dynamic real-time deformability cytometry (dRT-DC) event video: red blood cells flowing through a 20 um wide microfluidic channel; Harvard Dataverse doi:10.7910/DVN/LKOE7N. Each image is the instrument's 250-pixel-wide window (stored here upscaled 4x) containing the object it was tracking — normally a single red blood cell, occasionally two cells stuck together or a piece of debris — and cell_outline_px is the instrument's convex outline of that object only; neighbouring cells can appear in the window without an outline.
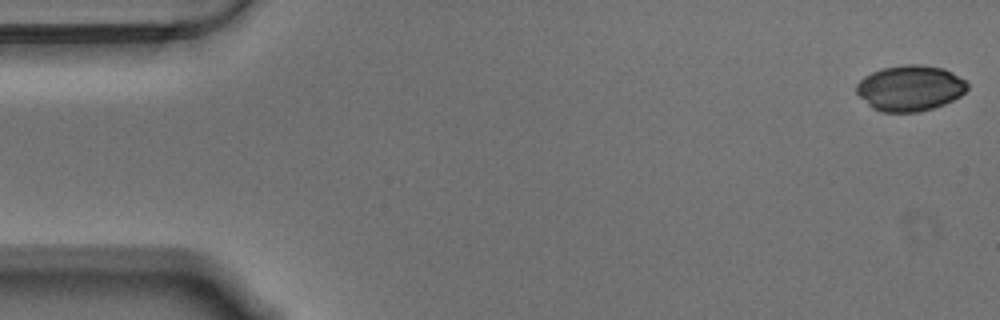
{"species": "Egyptian fruit bat (a non-hibernating species)", "species_latin": "Rousettus aegyptiacus", "temperature_condition": "warm", "stored_images_in_passage": 56, "camera_frame_rate_fps": 3000, "um_per_image_px": 0.085, "animal": {"sex": "male"}, "frame": {"image": 1, "passage_image": 1, "time_ms": 0.0, "image_size_px": [1000, 320], "cell_outline_px": [[968, 88], [960, 96], [944, 104], [920, 112], [880, 112], [872, 108], [856, 92], [856, 84], [864, 76], [872, 72], [884, 68], [904, 64], [920, 64], [944, 68], [952, 72], [964, 80], [968, 84]], "centroid_in_image_um": [77.35, 7.49], "position_along_channel_um": 7.7, "area_um2": 29.54}}
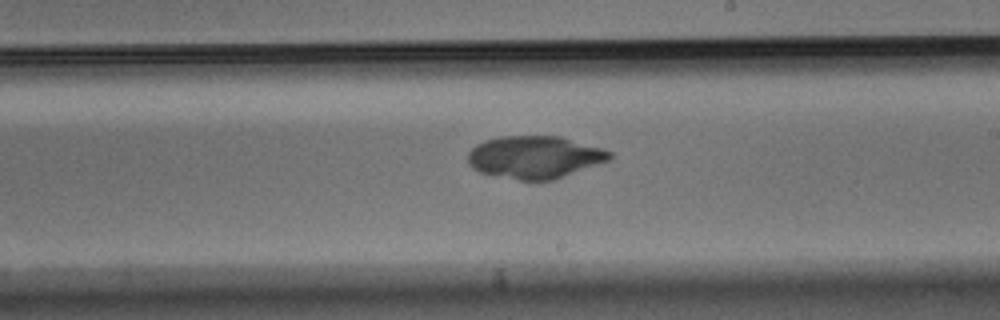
{"frame": {"image": 2, "passage_image": 32, "time_ms": 10.333, "image_size_px": [1000, 320], "cell_outline_px": [[612, 156], [608, 160], [552, 180], [520, 180], [480, 172], [472, 168], [468, 164], [468, 152], [476, 144], [484, 140], [500, 136], [560, 136], [604, 148], [612, 152]], "centroid_in_image_um": [45.43, 13.34], "position_along_channel_um": 243.6, "area_um2": 34.97}}
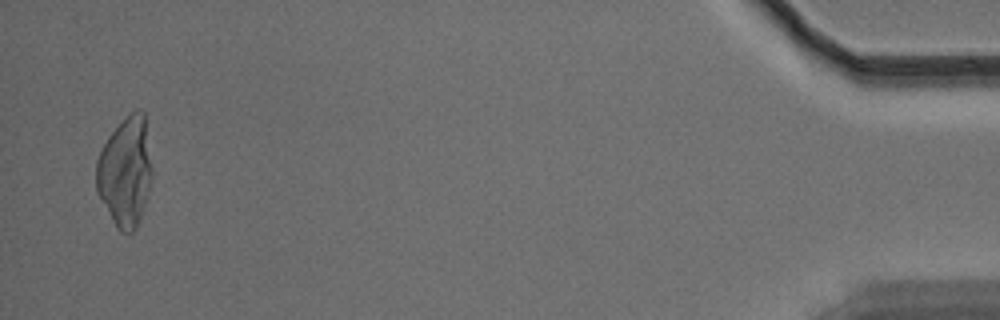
{"frame": {"image": 3, "passage_image": 55, "time_ms": 18.0, "image_size_px": [1000, 320], "cell_outline_px": [[152, 176], [144, 204], [136, 228], [132, 232], [120, 232], [116, 228], [96, 192], [96, 160], [108, 136], [128, 112], [136, 108], [140, 108], [144, 112], [152, 168]], "centroid_in_image_um": [10.64, 14.56], "position_along_channel_um": 424.6, "area_um2": 35.72}}